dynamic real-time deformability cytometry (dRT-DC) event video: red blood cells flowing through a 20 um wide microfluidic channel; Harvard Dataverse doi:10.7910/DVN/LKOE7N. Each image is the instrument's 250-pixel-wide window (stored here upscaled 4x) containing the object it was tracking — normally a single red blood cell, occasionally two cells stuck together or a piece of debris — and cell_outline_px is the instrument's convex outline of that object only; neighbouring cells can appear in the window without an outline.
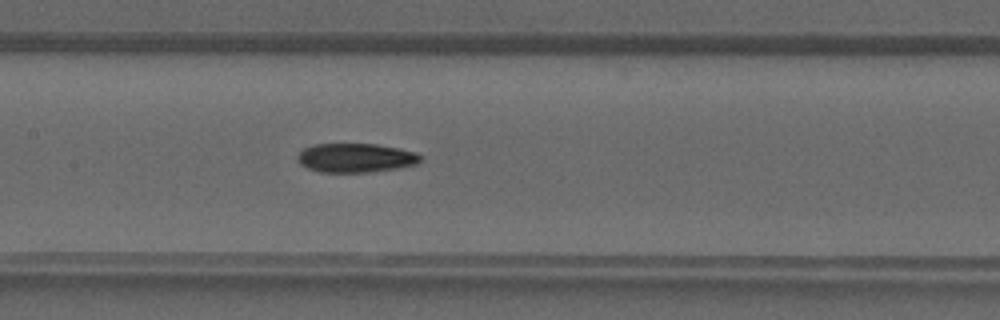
{"species": "common noctule bat (a hibernating species)", "species_latin": "Nyctalus noctula", "temperature_condition": "warm", "stored_images_in_passage": 25, "camera_frame_rate_fps": 3000, "um_per_image_px": 0.085, "animal": {"sex": "male", "forearm_length_mm": 52.5}, "frame": {"image": 1, "passage_image": 9, "time_ms": 2.667, "image_size_px": [1000, 320], "cell_outline_px": [[420, 160], [416, 164], [396, 168], [364, 172], [320, 172], [308, 168], [300, 164], [296, 156], [304, 148], [312, 144], [376, 144], [416, 152], [420, 156]], "centroid_in_image_um": [30.18, 13.41], "position_along_channel_um": 177.2, "area_um2": 20.58}}
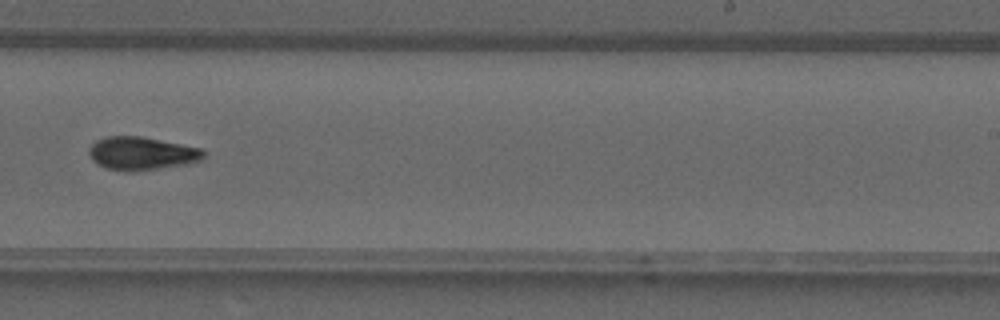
{"frame": {"image": 2, "passage_image": 15, "time_ms": 4.667, "image_size_px": [1000, 320], "cell_outline_px": [[204, 156], [200, 160], [184, 164], [160, 168], [128, 172], [108, 168], [92, 160], [88, 152], [88, 148], [96, 140], [104, 136], [140, 136], [204, 148]], "centroid_in_image_um": [12.03, 13.02], "position_along_channel_um": 277.0, "area_um2": 22.08}}
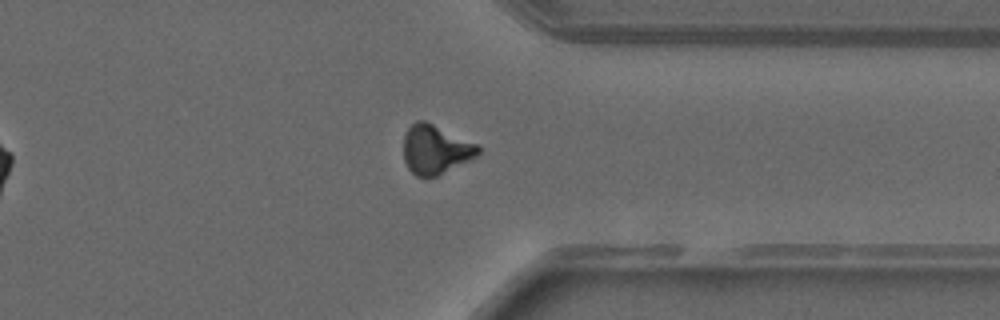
{"frame": {"image": 3, "passage_image": 21, "time_ms": 6.667, "image_size_px": [1000, 320], "cell_outline_px": [[480, 152], [476, 156], [436, 176], [416, 176], [408, 168], [404, 160], [404, 136], [408, 128], [416, 120], [424, 120], [480, 144]], "centroid_in_image_um": [37.02, 12.68], "position_along_channel_um": 374.4, "area_um2": 21.21}}